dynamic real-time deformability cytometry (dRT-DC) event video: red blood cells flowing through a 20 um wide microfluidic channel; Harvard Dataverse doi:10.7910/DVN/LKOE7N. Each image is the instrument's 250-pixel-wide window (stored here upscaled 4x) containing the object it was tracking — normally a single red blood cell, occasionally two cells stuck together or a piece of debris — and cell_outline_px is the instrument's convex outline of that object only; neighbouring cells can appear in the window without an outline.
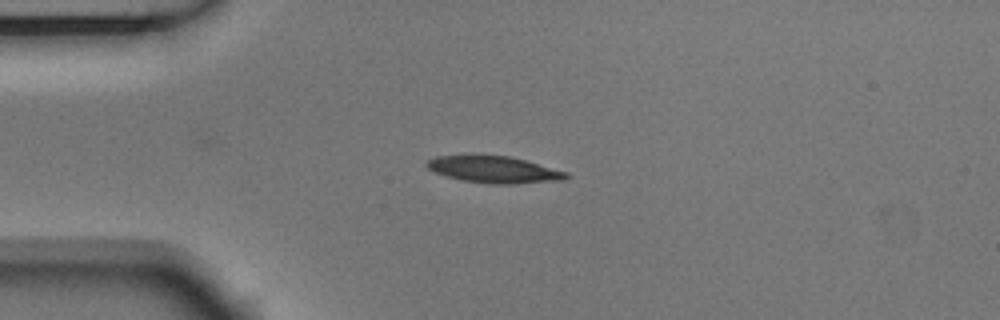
{"species": "Egyptian fruit bat (a non-hibernating species)", "species_latin": "Rousettus aegyptiacus", "temperature_condition": "room temperature", "stored_images_in_passage": 12, "camera_frame_rate_fps": 3000, "um_per_image_px": 0.085, "animal": {"sex": "male"}, "frame": {"image": 1, "passage_image": 5, "time_ms": 1.333, "image_size_px": [1000, 320], "cell_outline_px": [[568, 176], [564, 180], [508, 184], [492, 184], [460, 180], [436, 172], [428, 168], [424, 164], [428, 160], [436, 156], [508, 156], [524, 160], [568, 172]], "centroid_in_image_um": [42.0, 14.42], "position_along_channel_um": 43.0, "area_um2": 21.27}}
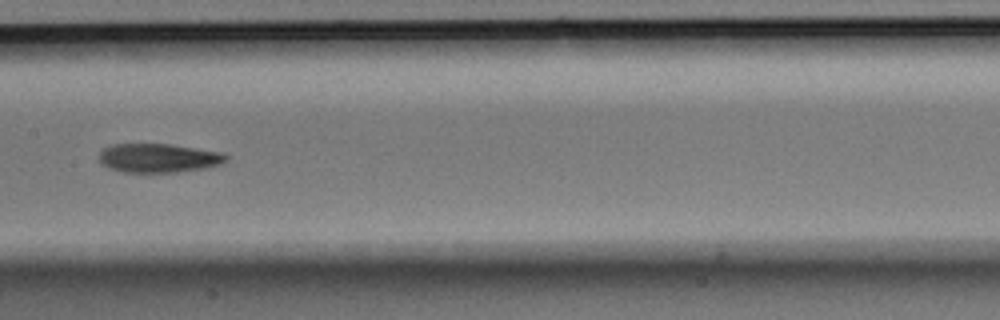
{"frame": {"image": 2, "passage_image": 9, "time_ms": 2.667, "image_size_px": [1000, 320], "cell_outline_px": [[228, 160], [220, 164], [204, 168], [176, 172], [124, 172], [108, 168], [100, 164], [100, 152], [104, 148], [112, 144], [168, 144], [224, 152], [228, 156]], "centroid_in_image_um": [13.48, 13.43], "position_along_channel_um": 193.9, "area_um2": 21.44}}
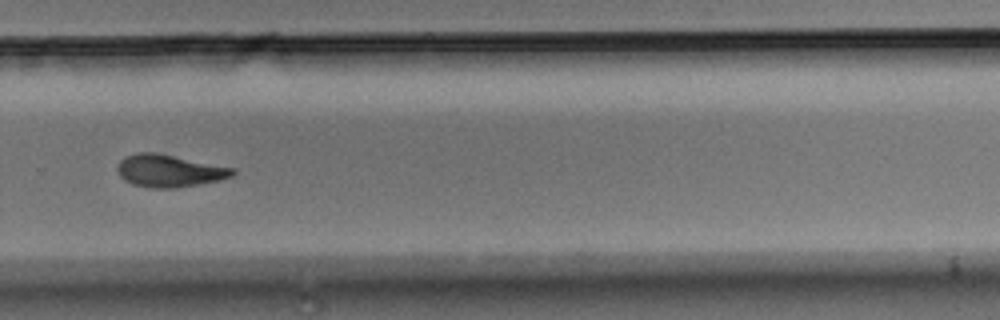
{"frame": {"image": 3, "passage_image": 12, "time_ms": 3.667, "image_size_px": [1000, 320], "cell_outline_px": [[236, 172], [232, 176], [220, 180], [172, 188], [152, 188], [132, 184], [124, 180], [120, 176], [116, 168], [120, 160], [124, 156], [140, 152], [156, 152], [236, 168]], "centroid_in_image_um": [14.38, 14.5], "position_along_channel_um": 315.4, "area_um2": 21.79}}